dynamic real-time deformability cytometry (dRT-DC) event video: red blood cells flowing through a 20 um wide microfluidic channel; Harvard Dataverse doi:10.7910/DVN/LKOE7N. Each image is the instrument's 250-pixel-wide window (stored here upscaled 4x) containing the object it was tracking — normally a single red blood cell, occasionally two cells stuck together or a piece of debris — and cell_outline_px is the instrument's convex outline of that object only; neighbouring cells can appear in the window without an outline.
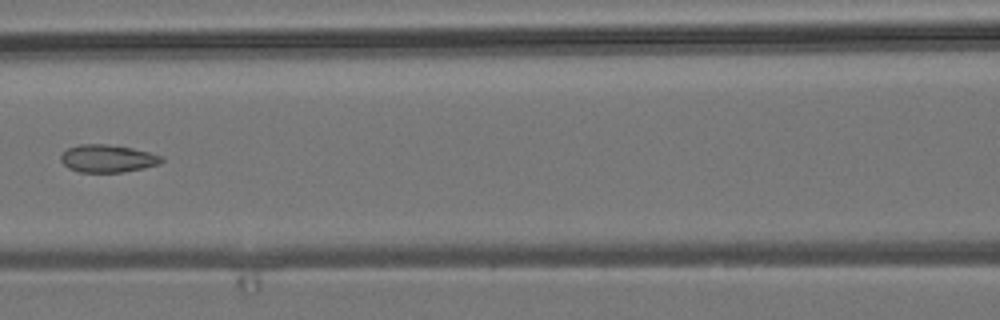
{"species": "common noctule bat (a hibernating species)", "species_latin": "Nyctalus noctula", "temperature_condition": "room temperature", "stored_images_in_passage": 7, "camera_frame_rate_fps": 3000, "um_per_image_px": 0.085, "animal": {"sex": "male", "body_mass_g": 19.2, "forearm_length_mm": 51.8}, "frame": {"image": 1, "passage_image": 7, "time_ms": 6.667, "image_size_px": [1000, 320], "cell_outline_px": [[164, 160], [160, 164], [144, 168], [120, 172], [80, 172], [68, 168], [60, 160], [60, 156], [68, 148], [80, 144], [108, 144], [132, 148], [164, 156]], "centroid_in_image_um": [9.16, 13.47], "position_along_channel_um": 157.4, "area_um2": 16.24}}